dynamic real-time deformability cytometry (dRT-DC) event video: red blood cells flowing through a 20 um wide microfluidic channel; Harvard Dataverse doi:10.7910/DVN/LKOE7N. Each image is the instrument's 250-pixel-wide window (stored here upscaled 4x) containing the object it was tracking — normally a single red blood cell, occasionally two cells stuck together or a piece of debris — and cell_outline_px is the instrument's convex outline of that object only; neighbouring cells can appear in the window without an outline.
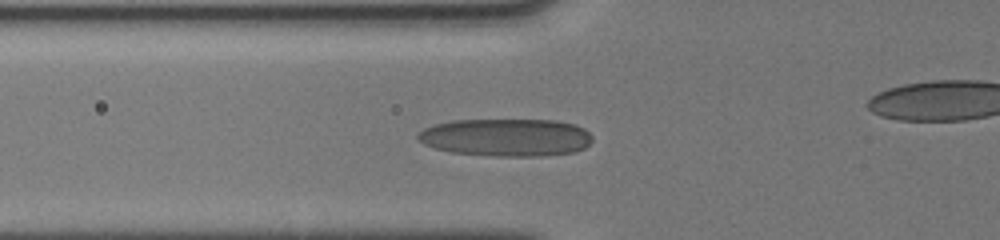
{"species": "human", "species_latin": "Homo sapiens", "temperature_condition": "cold", "stored_images_in_passage": 22, "camera_frame_rate_fps": 3000, "um_per_image_px": 0.085, "donor": {"sex": "male"}, "frame": {"image": 1, "passage_image": 15, "time_ms": 3.0, "image_size_px": [1000, 240], "cell_outline_px": [[592, 140], [584, 148], [572, 152], [540, 156], [492, 156], [452, 152], [436, 148], [424, 144], [416, 140], [416, 132], [424, 128], [436, 124], [452, 120], [556, 120], [576, 124], [584, 128], [592, 136]], "centroid_in_image_um": [43.0, 11.67], "position_along_channel_um": 82.8, "area_um2": 38.49}}
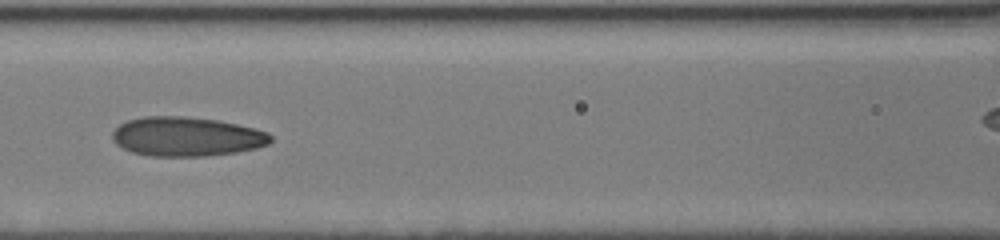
{"frame": {"image": 2, "passage_image": 20, "time_ms": 4.667, "image_size_px": [1000, 240], "cell_outline_px": [[272, 140], [268, 144], [256, 148], [236, 152], [204, 156], [148, 156], [132, 152], [116, 144], [112, 140], [112, 132], [120, 124], [128, 120], [140, 116], [184, 116], [216, 120], [256, 128], [268, 132], [272, 136]], "centroid_in_image_um": [15.85, 11.61], "position_along_channel_um": 150.8, "area_um2": 36.36}}